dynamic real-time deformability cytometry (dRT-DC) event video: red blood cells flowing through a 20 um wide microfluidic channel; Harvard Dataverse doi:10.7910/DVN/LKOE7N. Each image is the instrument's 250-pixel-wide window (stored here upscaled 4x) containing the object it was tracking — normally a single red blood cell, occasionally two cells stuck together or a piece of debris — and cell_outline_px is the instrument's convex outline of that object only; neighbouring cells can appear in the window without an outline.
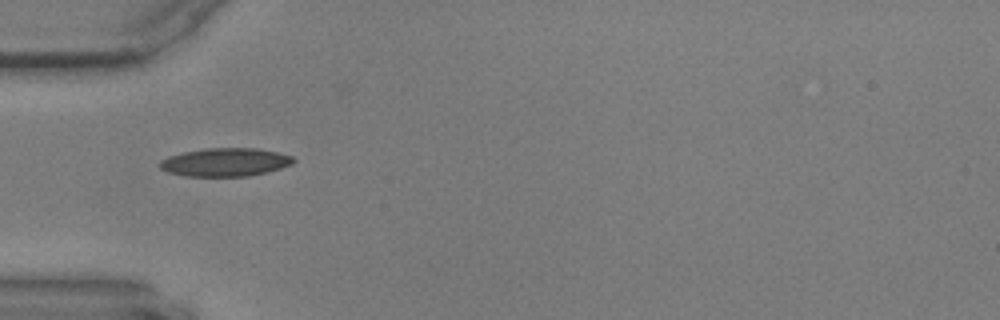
{"species": "common noctule bat (a hibernating species)", "species_latin": "Nyctalus noctula", "temperature_condition": "warm", "stored_images_in_passage": 36, "camera_frame_rate_fps": 3000, "um_per_image_px": 0.085, "animal": {"sex": "male", "body_mass_g": 17.9, "forearm_length_mm": 54.2}, "frame": {"image": 1, "passage_image": 1, "time_ms": 0.0, "image_size_px": [1000, 320], "cell_outline_px": [[296, 160], [292, 164], [268, 172], [248, 176], [184, 176], [168, 172], [160, 168], [160, 160], [168, 156], [184, 152], [204, 148], [256, 148], [276, 152], [292, 156]], "centroid_in_image_um": [19.14, 13.78], "position_along_channel_um": 65.9, "area_um2": 22.02}}
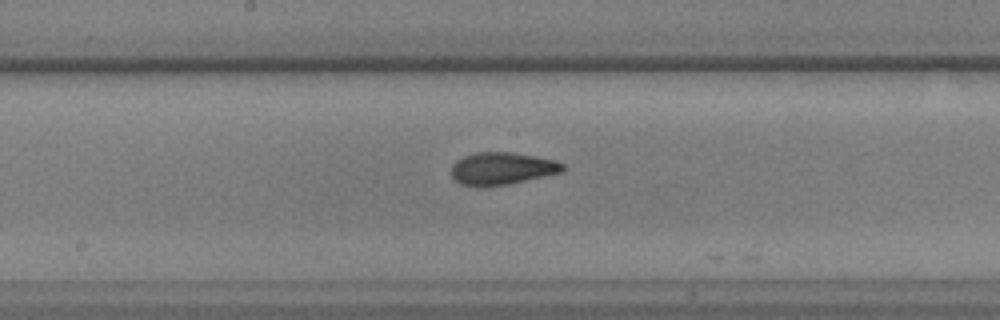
{"frame": {"image": 2, "passage_image": 13, "time_ms": 4.0, "image_size_px": [1000, 320], "cell_outline_px": [[564, 168], [560, 172], [544, 176], [508, 184], [484, 188], [476, 188], [460, 184], [452, 176], [452, 164], [456, 160], [464, 156], [476, 152], [512, 152], [552, 160], [564, 164]], "centroid_in_image_um": [42.59, 14.34], "position_along_channel_um": 205.6, "area_um2": 21.04}}
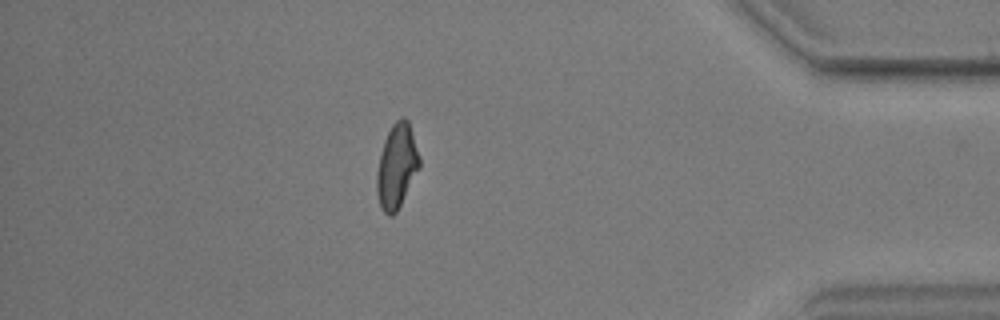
{"frame": {"image": 3, "passage_image": 33, "time_ms": 10.667, "image_size_px": [1000, 320], "cell_outline_px": [[420, 168], [396, 212], [392, 216], [388, 216], [380, 208], [376, 192], [376, 172], [384, 140], [392, 124], [400, 116], [404, 116], [408, 120], [420, 156]], "centroid_in_image_um": [33.72, 14.12], "position_along_channel_um": 401.5, "area_um2": 21.1}}